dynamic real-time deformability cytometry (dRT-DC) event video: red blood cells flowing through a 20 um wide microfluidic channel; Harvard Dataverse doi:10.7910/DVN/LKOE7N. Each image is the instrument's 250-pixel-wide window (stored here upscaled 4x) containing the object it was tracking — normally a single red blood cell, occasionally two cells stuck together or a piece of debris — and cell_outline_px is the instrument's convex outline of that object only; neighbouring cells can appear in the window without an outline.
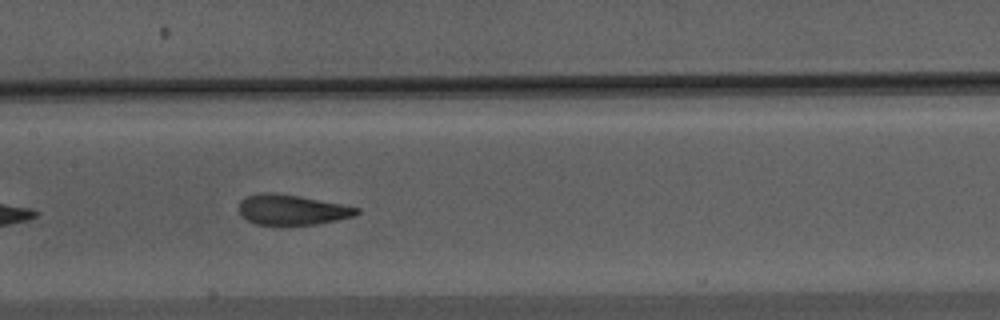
{"species": "Egyptian fruit bat (a non-hibernating species)", "species_latin": "Rousettus aegyptiacus", "temperature_condition": "warm", "stored_images_in_passage": 21, "camera_frame_rate_fps": 3000, "um_per_image_px": 0.085, "animal": {"sex": "male"}, "frame": {"image": 1, "passage_image": 12, "time_ms": 3.667, "image_size_px": [1000, 320], "cell_outline_px": [[360, 212], [356, 216], [316, 224], [280, 228], [256, 224], [248, 220], [236, 208], [240, 200], [244, 196], [268, 192], [300, 196], [360, 208]], "centroid_in_image_um": [24.77, 17.87], "position_along_channel_um": 182.6, "area_um2": 21.44}}
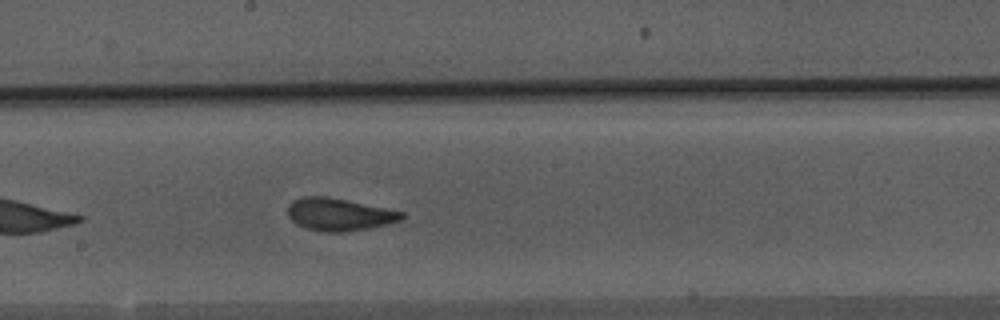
{"frame": {"image": 2, "passage_image": 15, "time_ms": 4.667, "image_size_px": [1000, 320], "cell_outline_px": [[404, 216], [400, 220], [368, 228], [344, 232], [324, 232], [308, 228], [296, 224], [288, 216], [288, 204], [292, 200], [300, 196], [324, 196], [404, 212]], "centroid_in_image_um": [28.76, 18.22], "position_along_channel_um": 219.4, "area_um2": 21.21}}